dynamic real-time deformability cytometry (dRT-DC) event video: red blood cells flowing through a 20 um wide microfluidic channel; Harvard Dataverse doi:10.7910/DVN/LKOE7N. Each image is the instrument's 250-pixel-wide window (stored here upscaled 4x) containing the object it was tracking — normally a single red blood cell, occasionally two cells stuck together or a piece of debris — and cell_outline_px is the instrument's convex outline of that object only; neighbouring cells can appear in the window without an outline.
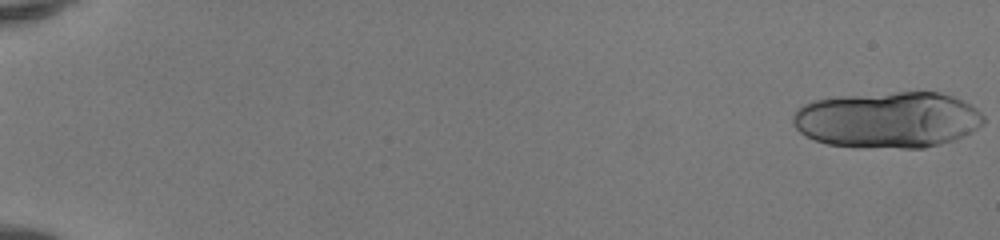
{"species": "human", "species_latin": "Homo sapiens", "temperature_condition": "room temperature", "stored_images_in_passage": 23, "camera_frame_rate_fps": 3000, "um_per_image_px": 0.085, "donor": {"sex": "female"}, "frame": {"image": 1, "passage_image": 1, "time_ms": 0.0, "image_size_px": [1000, 240], "cell_outline_px": [[984, 124], [972, 132], [952, 140], [940, 144], [924, 148], [900, 148], [828, 144], [804, 136], [796, 128], [792, 120], [792, 116], [796, 108], [812, 100], [840, 96], [896, 92], [940, 92], [952, 96], [976, 108], [984, 116]], "centroid_in_image_um": [75.45, 10.17], "position_along_channel_um": 9.5, "area_um2": 62.37}}
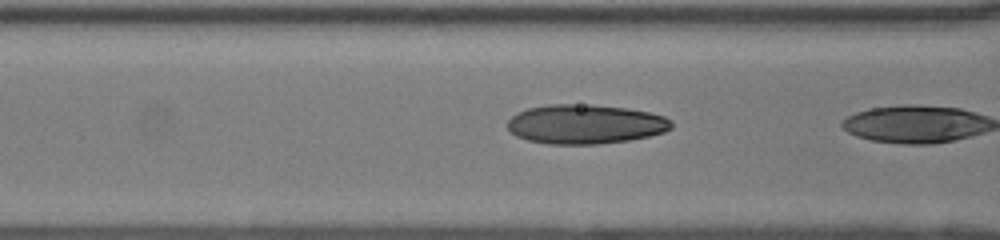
{"frame": {"image": 2, "passage_image": 22, "time_ms": 7.0, "image_size_px": [1000, 240], "cell_outline_px": [[672, 128], [664, 132], [648, 136], [628, 140], [596, 144], [548, 144], [528, 140], [516, 136], [508, 128], [508, 120], [516, 112], [528, 108], [548, 104], [592, 104], [628, 108], [648, 112], [664, 116], [672, 120]], "centroid_in_image_um": [49.75, 10.54], "position_along_channel_um": 116.9, "area_um2": 37.74}}